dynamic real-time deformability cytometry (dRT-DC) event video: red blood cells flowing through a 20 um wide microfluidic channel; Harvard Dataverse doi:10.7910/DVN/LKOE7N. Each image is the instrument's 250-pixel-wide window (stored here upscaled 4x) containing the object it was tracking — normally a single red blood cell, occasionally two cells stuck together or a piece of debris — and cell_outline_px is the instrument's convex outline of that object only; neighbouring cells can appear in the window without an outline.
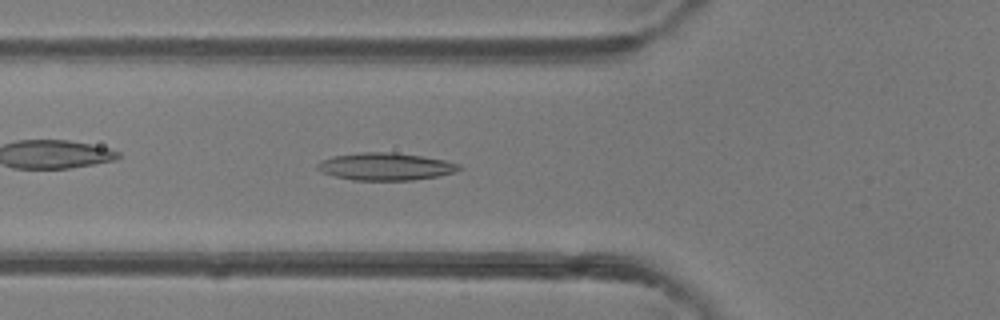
{"species": "common noctule bat (a hibernating species)", "species_latin": "Nyctalus noctula", "temperature_condition": "room temperature", "stored_images_in_passage": 33, "camera_frame_rate_fps": 3000, "um_per_image_px": 0.085, "animal": {"sex": "female"}, "frame": {"image": 1, "passage_image": 8, "time_ms": 2.333, "image_size_px": [1000, 320], "cell_outline_px": [[464, 168], [456, 172], [440, 176], [412, 180], [352, 180], [320, 172], [316, 168], [316, 164], [320, 160], [332, 156], [360, 152], [392, 152], [420, 156], [444, 160], [460, 164]], "centroid_in_image_um": [32.77, 14.15], "position_along_channel_um": 93.0, "area_um2": 22.83}}
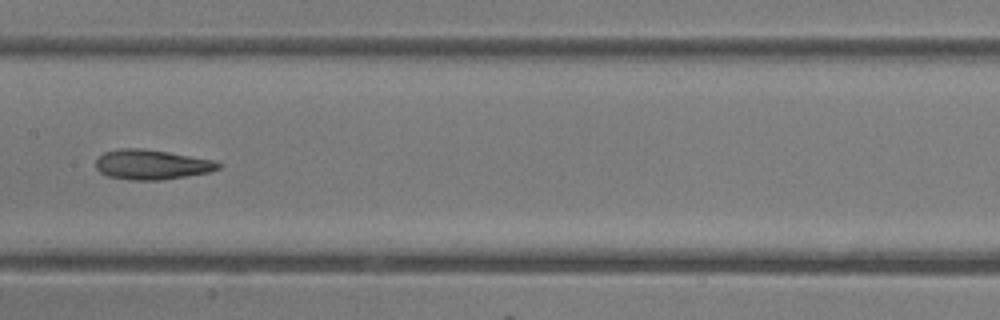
{"frame": {"image": 2, "passage_image": 15, "time_ms": 4.667, "image_size_px": [1000, 320], "cell_outline_px": [[224, 164], [220, 168], [212, 172], [160, 180], [132, 180], [108, 176], [100, 172], [96, 168], [96, 160], [104, 152], [120, 148], [144, 148], [168, 152], [212, 160]], "centroid_in_image_um": [12.91, 13.99], "position_along_channel_um": 194.5, "area_um2": 21.33}}
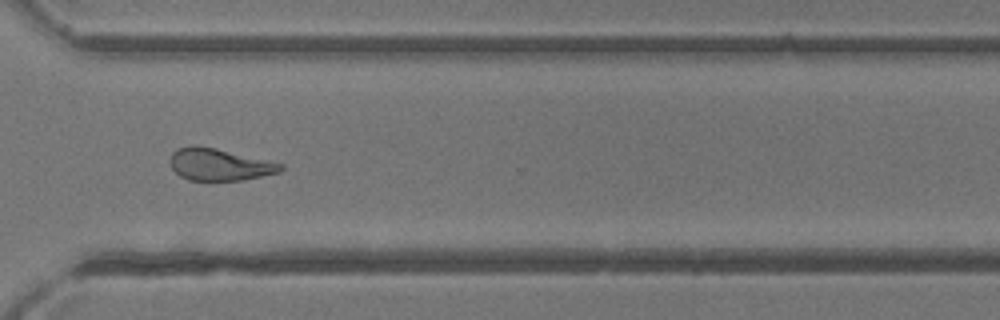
{"frame": {"image": 3, "passage_image": 26, "time_ms": 8.333, "image_size_px": [1000, 320], "cell_outline_px": [[284, 168], [280, 172], [244, 180], [188, 180], [180, 176], [172, 168], [168, 160], [172, 152], [176, 148], [192, 144], [216, 148], [284, 164]], "centroid_in_image_um": [18.61, 13.97], "position_along_channel_um": 352.0, "area_um2": 20.81}, "authors_computed_cell_mechanics": {"area_um2": 21.1548, "velocity_mm_per_s": 4.3111, "shape_relaxation_time_tau1_ms": 6.4658, "shape_relaxation_time_tau2_ms": 3.1127, "deformation_change_tau1": 0.1887, "deformation_change_tau2": 0.1293}}